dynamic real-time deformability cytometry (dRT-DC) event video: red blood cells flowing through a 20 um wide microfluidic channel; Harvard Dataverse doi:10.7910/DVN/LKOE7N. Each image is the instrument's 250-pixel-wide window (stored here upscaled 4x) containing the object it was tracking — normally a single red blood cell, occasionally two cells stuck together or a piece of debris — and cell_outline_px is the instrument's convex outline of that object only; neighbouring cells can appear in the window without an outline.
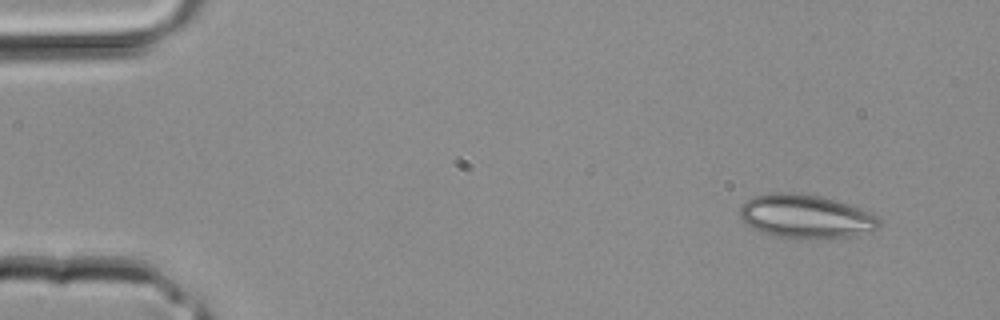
{"species": "common noctule bat (a hibernating species)", "species_latin": "Nyctalus noctula", "temperature_condition": "room temperature", "stored_images_in_passage": 3, "camera_frame_rate_fps": 3000, "um_per_image_px": 0.085, "animal": {"sex": "male", "body_mass_g": 20.4}, "frame": {"image": 1, "passage_image": 1, "time_ms": 0.0, "image_size_px": [1000, 320], "cell_outline_px": [[880, 224], [872, 232], [856, 236], [812, 240], [800, 240], [772, 236], [760, 232], [752, 228], [740, 216], [740, 208], [752, 196], [772, 192], [792, 192], [820, 196], [848, 204], [860, 208], [876, 216], [880, 220]], "centroid_in_image_um": [68.5, 18.43], "position_along_channel_um": 16.5, "area_um2": 36.01}}